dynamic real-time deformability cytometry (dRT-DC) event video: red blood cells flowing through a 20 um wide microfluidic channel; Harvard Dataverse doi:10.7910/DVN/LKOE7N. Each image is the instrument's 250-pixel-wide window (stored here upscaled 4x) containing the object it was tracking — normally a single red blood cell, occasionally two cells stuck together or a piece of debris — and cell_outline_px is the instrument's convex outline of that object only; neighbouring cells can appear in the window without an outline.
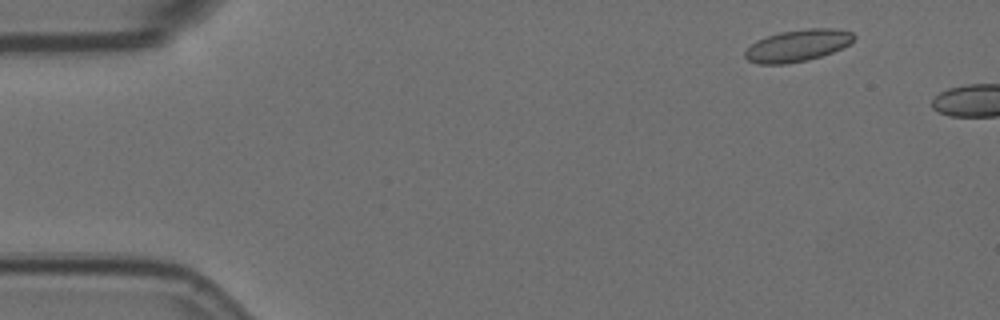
{"species": "Egyptian fruit bat (a non-hibernating species)", "species_latin": "Rousettus aegyptiacus", "temperature_condition": "room temperature", "stored_images_in_passage": 4, "camera_frame_rate_fps": 3000, "um_per_image_px": 0.085, "animal": {"sex": "female"}, "frame": {"image": 1, "passage_image": 1, "time_ms": 0.0, "image_size_px": [1000, 320], "cell_outline_px": [[856, 36], [848, 44], [832, 52], [808, 60], [788, 64], [760, 64], [748, 60], [744, 56], [744, 52], [756, 40], [780, 32], [808, 28], [836, 28], [852, 32]], "centroid_in_image_um": [67.79, 3.87], "position_along_channel_um": 17.2, "area_um2": 20.11}}